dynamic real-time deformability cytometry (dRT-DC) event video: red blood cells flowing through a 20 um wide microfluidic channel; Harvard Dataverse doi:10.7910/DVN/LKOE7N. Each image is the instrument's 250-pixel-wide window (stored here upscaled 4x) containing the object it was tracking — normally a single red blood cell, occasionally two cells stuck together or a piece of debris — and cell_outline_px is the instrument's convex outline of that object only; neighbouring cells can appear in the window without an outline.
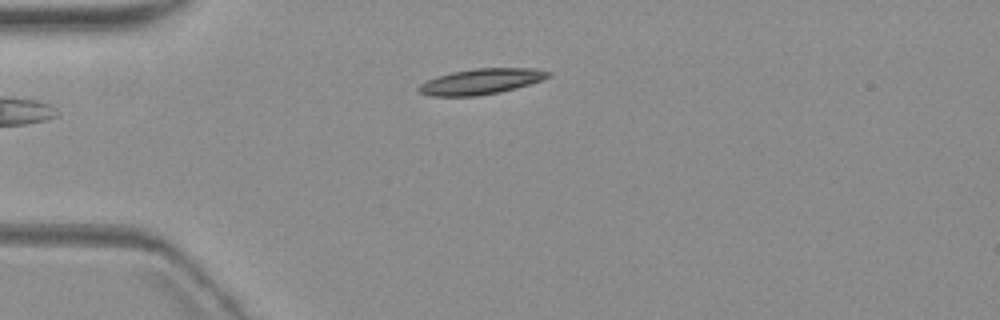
{"species": "common noctule bat (a hibernating species)", "species_latin": "Nyctalus noctula", "temperature_condition": "warm", "stored_images_in_passage": 3, "camera_frame_rate_fps": 3000, "um_per_image_px": 0.085, "animal": {"sex": "female", "body_mass_g": 19.3, "forearm_length_mm": 54.1}, "frame": {"image": 1, "passage_image": 3, "time_ms": 2.333, "image_size_px": [1000, 320], "cell_outline_px": [[552, 72], [544, 80], [516, 88], [500, 92], [476, 96], [432, 96], [420, 92], [416, 88], [420, 84], [436, 76], [452, 72], [476, 68], [532, 68]], "centroid_in_image_um": [40.9, 6.92], "position_along_channel_um": 44.1, "area_um2": 19.31}}